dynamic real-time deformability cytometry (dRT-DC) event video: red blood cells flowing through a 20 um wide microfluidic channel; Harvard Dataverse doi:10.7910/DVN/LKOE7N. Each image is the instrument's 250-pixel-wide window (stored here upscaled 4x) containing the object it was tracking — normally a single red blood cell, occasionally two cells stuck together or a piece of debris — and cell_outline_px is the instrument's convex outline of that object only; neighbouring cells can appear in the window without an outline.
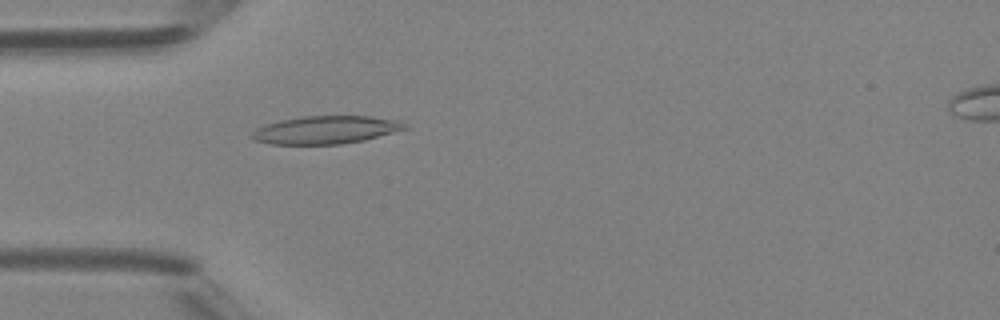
{"species": "Egyptian fruit bat (a non-hibernating species)", "species_latin": "Rousettus aegyptiacus", "temperature_condition": "room temperature", "stored_images_in_passage": 6, "camera_frame_rate_fps": 3000, "um_per_image_px": 0.085, "animal": {"sex": "female"}, "frame": {"image": 1, "passage_image": 5, "time_ms": 4.667, "image_size_px": [1000, 320], "cell_outline_px": [[408, 128], [364, 140], [340, 144], [268, 144], [252, 140], [248, 136], [256, 128], [280, 120], [304, 116], [372, 116], [400, 120], [408, 124]], "centroid_in_image_um": [27.68, 11.04], "position_along_channel_um": 57.3, "area_um2": 25.03}}